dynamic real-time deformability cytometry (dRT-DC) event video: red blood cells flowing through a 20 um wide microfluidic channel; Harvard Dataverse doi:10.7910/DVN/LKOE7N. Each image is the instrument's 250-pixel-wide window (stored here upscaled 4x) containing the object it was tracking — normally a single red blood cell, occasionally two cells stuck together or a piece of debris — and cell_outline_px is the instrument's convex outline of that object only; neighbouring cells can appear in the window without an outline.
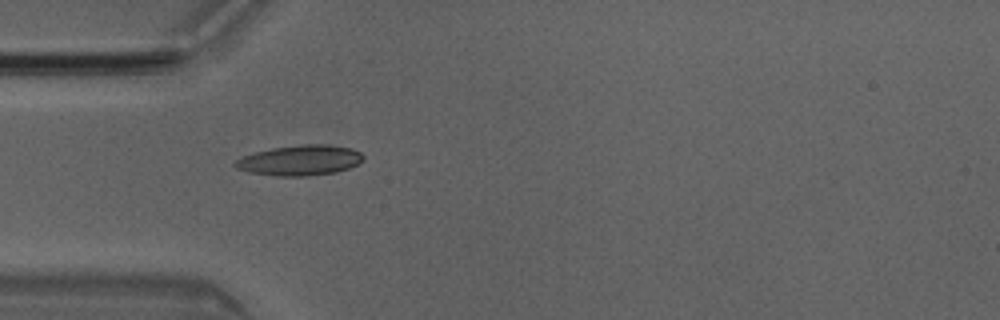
{"species": "Egyptian fruit bat (a non-hibernating species)", "species_latin": "Rousettus aegyptiacus", "temperature_condition": "room temperature", "stored_images_in_passage": 1, "camera_frame_rate_fps": 3000, "um_per_image_px": 0.085, "animal": {"sex": "male"}, "frame": {"image": 1, "passage_image": 1, "time_ms": 0.0, "image_size_px": [1000, 320], "cell_outline_px": [[364, 160], [348, 168], [336, 172], [304, 176], [276, 176], [248, 172], [236, 168], [232, 164], [236, 160], [244, 156], [256, 152], [272, 148], [300, 144], [328, 144], [352, 148], [360, 152], [364, 156]], "centroid_in_image_um": [25.5, 13.62], "position_along_channel_um": 59.5, "area_um2": 22.66}}